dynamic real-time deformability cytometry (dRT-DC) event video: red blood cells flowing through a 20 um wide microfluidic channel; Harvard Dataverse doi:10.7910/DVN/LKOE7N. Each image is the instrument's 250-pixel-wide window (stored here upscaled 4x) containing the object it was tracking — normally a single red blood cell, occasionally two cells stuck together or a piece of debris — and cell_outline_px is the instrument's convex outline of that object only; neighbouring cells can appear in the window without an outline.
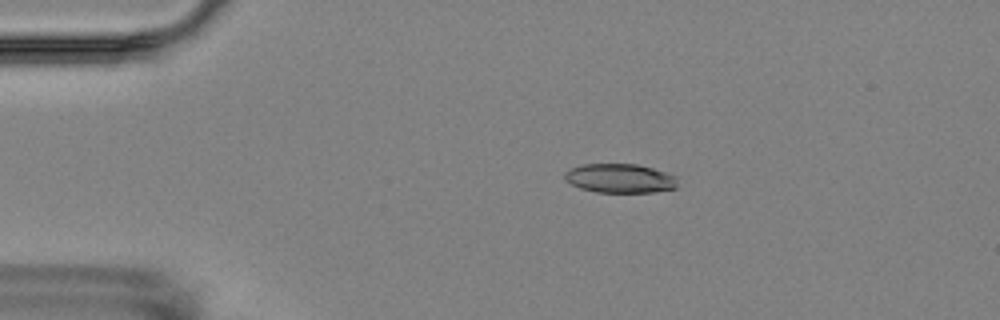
{"species": "Egyptian fruit bat (a non-hibernating species)", "species_latin": "Rousettus aegyptiacus", "temperature_condition": "room temperature", "stored_images_in_passage": 4, "camera_frame_rate_fps": 3000, "um_per_image_px": 0.085, "animal": {"sex": "female"}, "frame": {"image": 1, "passage_image": 3, "time_ms": 2.333, "image_size_px": [1000, 320], "cell_outline_px": [[676, 188], [652, 192], [596, 192], [580, 188], [564, 180], [564, 172], [572, 168], [584, 164], [636, 164], [652, 168], [676, 176]], "centroid_in_image_um": [52.67, 15.16], "position_along_channel_um": 32.3, "area_um2": 19.02}}